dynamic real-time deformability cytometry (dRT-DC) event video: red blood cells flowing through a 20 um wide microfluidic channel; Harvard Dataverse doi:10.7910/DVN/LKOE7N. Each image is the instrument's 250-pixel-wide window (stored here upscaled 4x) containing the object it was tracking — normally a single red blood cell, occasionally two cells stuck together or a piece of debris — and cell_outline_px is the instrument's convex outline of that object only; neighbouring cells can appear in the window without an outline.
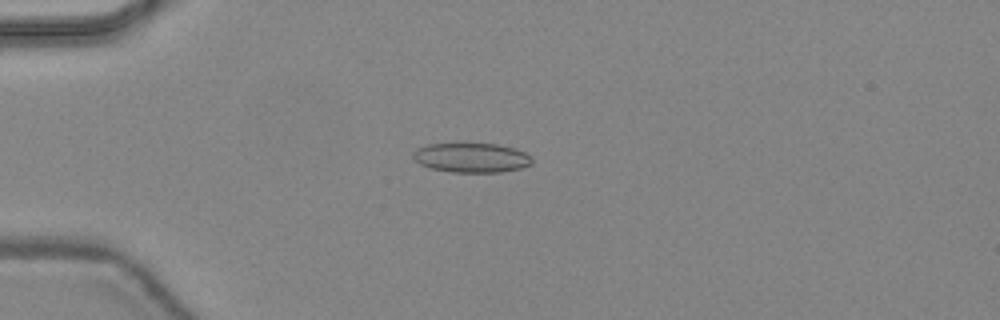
{"species": "common noctule bat (a hibernating species)", "species_latin": "Nyctalus noctula", "temperature_condition": "warm", "stored_images_in_passage": 46, "camera_frame_rate_fps": 3000, "um_per_image_px": 0.085, "animal": {"sex": "female", "body_mass_g": 24.6, "forearm_length_mm": 56.2}, "frame": {"image": 1, "passage_image": 12, "time_ms": 3.667, "image_size_px": [1000, 320], "cell_outline_px": [[532, 164], [520, 168], [500, 172], [452, 172], [432, 168], [420, 164], [412, 156], [416, 148], [428, 144], [500, 144], [516, 148], [524, 152], [532, 160]], "centroid_in_image_um": [40.08, 13.4], "position_along_channel_um": 44.9, "area_um2": 20.29}}
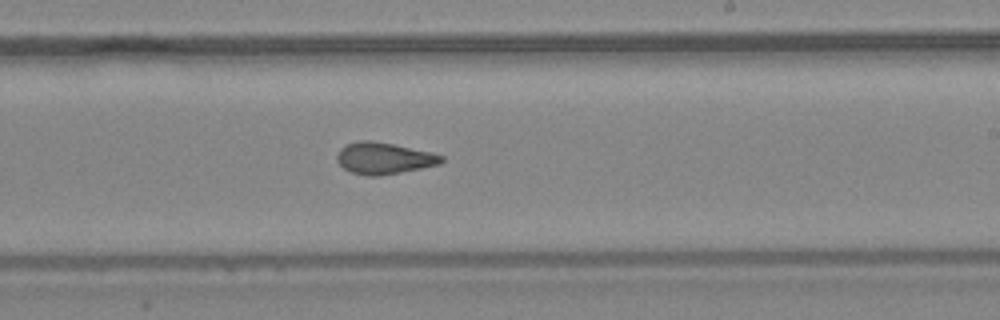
{"frame": {"image": 2, "passage_image": 28, "time_ms": 9.0, "image_size_px": [1000, 320], "cell_outline_px": [[444, 160], [440, 164], [380, 176], [368, 176], [352, 172], [344, 168], [336, 160], [336, 156], [340, 148], [348, 144], [360, 140], [372, 140], [432, 152], [444, 156]], "centroid_in_image_um": [32.63, 13.45], "position_along_channel_um": 256.4, "area_um2": 19.13}}
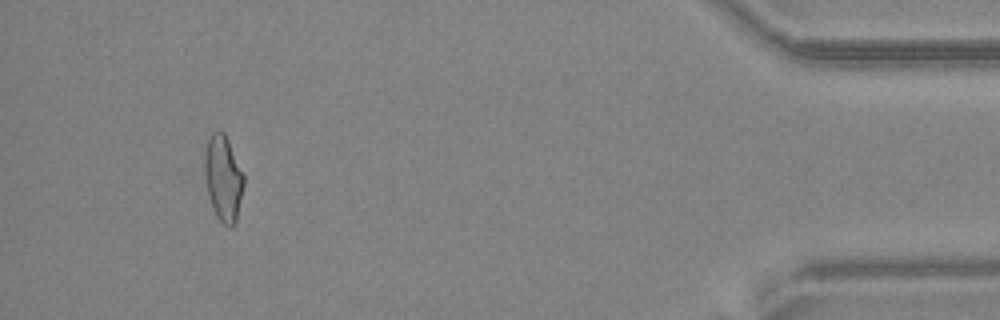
{"frame": {"image": 3, "passage_image": 43, "time_ms": 14.0, "image_size_px": [1000, 320], "cell_outline_px": [[244, 184], [236, 220], [232, 228], [228, 228], [216, 216], [212, 208], [208, 196], [204, 176], [204, 152], [208, 136], [212, 132], [220, 128], [224, 132], [228, 140], [244, 176]], "centroid_in_image_um": [18.94, 15.12], "position_along_channel_um": 416.3, "area_um2": 19.83}, "authors_computed_cell_mechanics": {"area_um2": 19.7098, "velocity_mm_per_s": 4.4657, "shape_relaxation_time_tau1_ms": null, "shape_relaxation_time_tau2_ms": 1.6872, "deformation_change_tau1": null, "deformation_change_tau2": 0.0999}}